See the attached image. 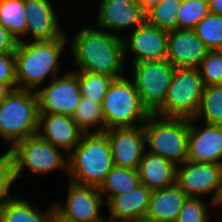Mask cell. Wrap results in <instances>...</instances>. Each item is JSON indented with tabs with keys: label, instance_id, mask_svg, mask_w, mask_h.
Wrapping results in <instances>:
<instances>
[{
	"label": "cell",
	"instance_id": "cell-1",
	"mask_svg": "<svg viewBox=\"0 0 222 222\" xmlns=\"http://www.w3.org/2000/svg\"><path fill=\"white\" fill-rule=\"evenodd\" d=\"M86 23H82L78 31L70 35L72 37L67 33V56L72 58V70L104 74L114 79L127 74L123 38Z\"/></svg>",
	"mask_w": 222,
	"mask_h": 222
},
{
	"label": "cell",
	"instance_id": "cell-2",
	"mask_svg": "<svg viewBox=\"0 0 222 222\" xmlns=\"http://www.w3.org/2000/svg\"><path fill=\"white\" fill-rule=\"evenodd\" d=\"M68 49L67 32L56 40L18 42L14 52L16 89L36 91L47 84L48 79L64 73L61 59L64 53H69Z\"/></svg>",
	"mask_w": 222,
	"mask_h": 222
},
{
	"label": "cell",
	"instance_id": "cell-3",
	"mask_svg": "<svg viewBox=\"0 0 222 222\" xmlns=\"http://www.w3.org/2000/svg\"><path fill=\"white\" fill-rule=\"evenodd\" d=\"M113 167L111 148L104 133L83 134L68 154L69 181L100 187Z\"/></svg>",
	"mask_w": 222,
	"mask_h": 222
},
{
	"label": "cell",
	"instance_id": "cell-4",
	"mask_svg": "<svg viewBox=\"0 0 222 222\" xmlns=\"http://www.w3.org/2000/svg\"><path fill=\"white\" fill-rule=\"evenodd\" d=\"M38 122V98L34 90L14 89L0 104V138L8 149L37 135Z\"/></svg>",
	"mask_w": 222,
	"mask_h": 222
},
{
	"label": "cell",
	"instance_id": "cell-5",
	"mask_svg": "<svg viewBox=\"0 0 222 222\" xmlns=\"http://www.w3.org/2000/svg\"><path fill=\"white\" fill-rule=\"evenodd\" d=\"M102 112L105 130L142 126L151 115L128 74L112 80L102 103Z\"/></svg>",
	"mask_w": 222,
	"mask_h": 222
},
{
	"label": "cell",
	"instance_id": "cell-6",
	"mask_svg": "<svg viewBox=\"0 0 222 222\" xmlns=\"http://www.w3.org/2000/svg\"><path fill=\"white\" fill-rule=\"evenodd\" d=\"M146 151L159 155L176 166L188 155L189 119L164 118L151 114L143 124Z\"/></svg>",
	"mask_w": 222,
	"mask_h": 222
},
{
	"label": "cell",
	"instance_id": "cell-7",
	"mask_svg": "<svg viewBox=\"0 0 222 222\" xmlns=\"http://www.w3.org/2000/svg\"><path fill=\"white\" fill-rule=\"evenodd\" d=\"M10 151L14 155V168L16 181L20 182L25 170L33 176L52 175L55 171L67 177L68 154L55 147L38 135L28 137L17 142ZM53 172V173H52Z\"/></svg>",
	"mask_w": 222,
	"mask_h": 222
},
{
	"label": "cell",
	"instance_id": "cell-8",
	"mask_svg": "<svg viewBox=\"0 0 222 222\" xmlns=\"http://www.w3.org/2000/svg\"><path fill=\"white\" fill-rule=\"evenodd\" d=\"M204 84L199 69L175 68L166 98L154 115L193 119L199 109Z\"/></svg>",
	"mask_w": 222,
	"mask_h": 222
},
{
	"label": "cell",
	"instance_id": "cell-9",
	"mask_svg": "<svg viewBox=\"0 0 222 222\" xmlns=\"http://www.w3.org/2000/svg\"><path fill=\"white\" fill-rule=\"evenodd\" d=\"M127 69L143 106L150 114H154L166 98L175 67L163 59L141 61L127 66Z\"/></svg>",
	"mask_w": 222,
	"mask_h": 222
},
{
	"label": "cell",
	"instance_id": "cell-10",
	"mask_svg": "<svg viewBox=\"0 0 222 222\" xmlns=\"http://www.w3.org/2000/svg\"><path fill=\"white\" fill-rule=\"evenodd\" d=\"M67 182L65 203L61 198L54 202V221L102 222L106 219L101 212L105 208V201L98 187Z\"/></svg>",
	"mask_w": 222,
	"mask_h": 222
},
{
	"label": "cell",
	"instance_id": "cell-11",
	"mask_svg": "<svg viewBox=\"0 0 222 222\" xmlns=\"http://www.w3.org/2000/svg\"><path fill=\"white\" fill-rule=\"evenodd\" d=\"M39 114H74L81 100L78 72L68 68L36 91Z\"/></svg>",
	"mask_w": 222,
	"mask_h": 222
},
{
	"label": "cell",
	"instance_id": "cell-12",
	"mask_svg": "<svg viewBox=\"0 0 222 222\" xmlns=\"http://www.w3.org/2000/svg\"><path fill=\"white\" fill-rule=\"evenodd\" d=\"M176 183L189 197L210 199L221 208V169L218 163L186 160L176 167Z\"/></svg>",
	"mask_w": 222,
	"mask_h": 222
},
{
	"label": "cell",
	"instance_id": "cell-13",
	"mask_svg": "<svg viewBox=\"0 0 222 222\" xmlns=\"http://www.w3.org/2000/svg\"><path fill=\"white\" fill-rule=\"evenodd\" d=\"M168 35V30L160 29L147 21L126 33L123 37L126 65L166 59Z\"/></svg>",
	"mask_w": 222,
	"mask_h": 222
},
{
	"label": "cell",
	"instance_id": "cell-14",
	"mask_svg": "<svg viewBox=\"0 0 222 222\" xmlns=\"http://www.w3.org/2000/svg\"><path fill=\"white\" fill-rule=\"evenodd\" d=\"M94 26L119 37L146 21V12L136 0H98ZM122 32V33H121Z\"/></svg>",
	"mask_w": 222,
	"mask_h": 222
},
{
	"label": "cell",
	"instance_id": "cell-15",
	"mask_svg": "<svg viewBox=\"0 0 222 222\" xmlns=\"http://www.w3.org/2000/svg\"><path fill=\"white\" fill-rule=\"evenodd\" d=\"M53 2L56 1L24 0L28 22L25 34L18 42L56 40L67 32L66 27L64 30L61 26L60 19L63 17H60L61 14L58 15L59 8H56L57 6Z\"/></svg>",
	"mask_w": 222,
	"mask_h": 222
},
{
	"label": "cell",
	"instance_id": "cell-16",
	"mask_svg": "<svg viewBox=\"0 0 222 222\" xmlns=\"http://www.w3.org/2000/svg\"><path fill=\"white\" fill-rule=\"evenodd\" d=\"M110 144L113 165L137 169L146 151L144 127L110 128L103 132Z\"/></svg>",
	"mask_w": 222,
	"mask_h": 222
},
{
	"label": "cell",
	"instance_id": "cell-17",
	"mask_svg": "<svg viewBox=\"0 0 222 222\" xmlns=\"http://www.w3.org/2000/svg\"><path fill=\"white\" fill-rule=\"evenodd\" d=\"M200 124V125H199ZM188 161L222 162V126L189 119Z\"/></svg>",
	"mask_w": 222,
	"mask_h": 222
},
{
	"label": "cell",
	"instance_id": "cell-18",
	"mask_svg": "<svg viewBox=\"0 0 222 222\" xmlns=\"http://www.w3.org/2000/svg\"><path fill=\"white\" fill-rule=\"evenodd\" d=\"M209 49L194 30H170L166 59L175 67L199 68Z\"/></svg>",
	"mask_w": 222,
	"mask_h": 222
},
{
	"label": "cell",
	"instance_id": "cell-19",
	"mask_svg": "<svg viewBox=\"0 0 222 222\" xmlns=\"http://www.w3.org/2000/svg\"><path fill=\"white\" fill-rule=\"evenodd\" d=\"M83 134L71 116L39 114L37 135L66 154L79 144Z\"/></svg>",
	"mask_w": 222,
	"mask_h": 222
},
{
	"label": "cell",
	"instance_id": "cell-20",
	"mask_svg": "<svg viewBox=\"0 0 222 222\" xmlns=\"http://www.w3.org/2000/svg\"><path fill=\"white\" fill-rule=\"evenodd\" d=\"M152 191L142 183L131 192L115 195L105 202L108 218L114 222H144Z\"/></svg>",
	"mask_w": 222,
	"mask_h": 222
},
{
	"label": "cell",
	"instance_id": "cell-21",
	"mask_svg": "<svg viewBox=\"0 0 222 222\" xmlns=\"http://www.w3.org/2000/svg\"><path fill=\"white\" fill-rule=\"evenodd\" d=\"M189 198L177 183L152 190L144 222H175L179 211Z\"/></svg>",
	"mask_w": 222,
	"mask_h": 222
},
{
	"label": "cell",
	"instance_id": "cell-22",
	"mask_svg": "<svg viewBox=\"0 0 222 222\" xmlns=\"http://www.w3.org/2000/svg\"><path fill=\"white\" fill-rule=\"evenodd\" d=\"M176 167L163 157L145 151L137 170L141 183L152 191L175 184Z\"/></svg>",
	"mask_w": 222,
	"mask_h": 222
},
{
	"label": "cell",
	"instance_id": "cell-23",
	"mask_svg": "<svg viewBox=\"0 0 222 222\" xmlns=\"http://www.w3.org/2000/svg\"><path fill=\"white\" fill-rule=\"evenodd\" d=\"M35 200L17 195L12 201L0 207L1 222H54L56 210L54 201L47 209L40 210Z\"/></svg>",
	"mask_w": 222,
	"mask_h": 222
},
{
	"label": "cell",
	"instance_id": "cell-24",
	"mask_svg": "<svg viewBox=\"0 0 222 222\" xmlns=\"http://www.w3.org/2000/svg\"><path fill=\"white\" fill-rule=\"evenodd\" d=\"M141 184L137 169H127L113 165L105 181L99 187L104 201L115 195L131 192Z\"/></svg>",
	"mask_w": 222,
	"mask_h": 222
},
{
	"label": "cell",
	"instance_id": "cell-25",
	"mask_svg": "<svg viewBox=\"0 0 222 222\" xmlns=\"http://www.w3.org/2000/svg\"><path fill=\"white\" fill-rule=\"evenodd\" d=\"M72 120L84 134L103 133L105 122L103 119L102 104L89 98L81 97Z\"/></svg>",
	"mask_w": 222,
	"mask_h": 222
},
{
	"label": "cell",
	"instance_id": "cell-26",
	"mask_svg": "<svg viewBox=\"0 0 222 222\" xmlns=\"http://www.w3.org/2000/svg\"><path fill=\"white\" fill-rule=\"evenodd\" d=\"M26 17L24 0H0V24L17 40L26 32Z\"/></svg>",
	"mask_w": 222,
	"mask_h": 222
},
{
	"label": "cell",
	"instance_id": "cell-27",
	"mask_svg": "<svg viewBox=\"0 0 222 222\" xmlns=\"http://www.w3.org/2000/svg\"><path fill=\"white\" fill-rule=\"evenodd\" d=\"M194 119L222 126V85L204 86L200 106Z\"/></svg>",
	"mask_w": 222,
	"mask_h": 222
},
{
	"label": "cell",
	"instance_id": "cell-28",
	"mask_svg": "<svg viewBox=\"0 0 222 222\" xmlns=\"http://www.w3.org/2000/svg\"><path fill=\"white\" fill-rule=\"evenodd\" d=\"M182 0H164L146 12V21L160 29H178V12Z\"/></svg>",
	"mask_w": 222,
	"mask_h": 222
},
{
	"label": "cell",
	"instance_id": "cell-29",
	"mask_svg": "<svg viewBox=\"0 0 222 222\" xmlns=\"http://www.w3.org/2000/svg\"><path fill=\"white\" fill-rule=\"evenodd\" d=\"M113 79L104 74L78 72L80 93L83 97L102 104Z\"/></svg>",
	"mask_w": 222,
	"mask_h": 222
},
{
	"label": "cell",
	"instance_id": "cell-30",
	"mask_svg": "<svg viewBox=\"0 0 222 222\" xmlns=\"http://www.w3.org/2000/svg\"><path fill=\"white\" fill-rule=\"evenodd\" d=\"M218 208L220 207L210 199L190 197L179 211L175 222H210V215H214Z\"/></svg>",
	"mask_w": 222,
	"mask_h": 222
},
{
	"label": "cell",
	"instance_id": "cell-31",
	"mask_svg": "<svg viewBox=\"0 0 222 222\" xmlns=\"http://www.w3.org/2000/svg\"><path fill=\"white\" fill-rule=\"evenodd\" d=\"M193 30L209 50H222V15L207 14Z\"/></svg>",
	"mask_w": 222,
	"mask_h": 222
},
{
	"label": "cell",
	"instance_id": "cell-32",
	"mask_svg": "<svg viewBox=\"0 0 222 222\" xmlns=\"http://www.w3.org/2000/svg\"><path fill=\"white\" fill-rule=\"evenodd\" d=\"M15 184H17V181L15 178L14 155L10 149L6 148L0 155V207L17 196L15 193L11 194L13 191L11 189L16 187Z\"/></svg>",
	"mask_w": 222,
	"mask_h": 222
},
{
	"label": "cell",
	"instance_id": "cell-33",
	"mask_svg": "<svg viewBox=\"0 0 222 222\" xmlns=\"http://www.w3.org/2000/svg\"><path fill=\"white\" fill-rule=\"evenodd\" d=\"M209 13L208 0H182L178 12V29L193 30Z\"/></svg>",
	"mask_w": 222,
	"mask_h": 222
},
{
	"label": "cell",
	"instance_id": "cell-34",
	"mask_svg": "<svg viewBox=\"0 0 222 222\" xmlns=\"http://www.w3.org/2000/svg\"><path fill=\"white\" fill-rule=\"evenodd\" d=\"M198 69L204 86L222 85V50H209Z\"/></svg>",
	"mask_w": 222,
	"mask_h": 222
},
{
	"label": "cell",
	"instance_id": "cell-35",
	"mask_svg": "<svg viewBox=\"0 0 222 222\" xmlns=\"http://www.w3.org/2000/svg\"><path fill=\"white\" fill-rule=\"evenodd\" d=\"M0 84H16L15 54H0Z\"/></svg>",
	"mask_w": 222,
	"mask_h": 222
},
{
	"label": "cell",
	"instance_id": "cell-36",
	"mask_svg": "<svg viewBox=\"0 0 222 222\" xmlns=\"http://www.w3.org/2000/svg\"><path fill=\"white\" fill-rule=\"evenodd\" d=\"M18 40L0 24V54L14 53Z\"/></svg>",
	"mask_w": 222,
	"mask_h": 222
},
{
	"label": "cell",
	"instance_id": "cell-37",
	"mask_svg": "<svg viewBox=\"0 0 222 222\" xmlns=\"http://www.w3.org/2000/svg\"><path fill=\"white\" fill-rule=\"evenodd\" d=\"M14 89H16V84H0V104Z\"/></svg>",
	"mask_w": 222,
	"mask_h": 222
},
{
	"label": "cell",
	"instance_id": "cell-38",
	"mask_svg": "<svg viewBox=\"0 0 222 222\" xmlns=\"http://www.w3.org/2000/svg\"><path fill=\"white\" fill-rule=\"evenodd\" d=\"M210 13L222 15V0H208Z\"/></svg>",
	"mask_w": 222,
	"mask_h": 222
},
{
	"label": "cell",
	"instance_id": "cell-39",
	"mask_svg": "<svg viewBox=\"0 0 222 222\" xmlns=\"http://www.w3.org/2000/svg\"><path fill=\"white\" fill-rule=\"evenodd\" d=\"M163 1L164 0H136V2L143 8L145 12Z\"/></svg>",
	"mask_w": 222,
	"mask_h": 222
},
{
	"label": "cell",
	"instance_id": "cell-40",
	"mask_svg": "<svg viewBox=\"0 0 222 222\" xmlns=\"http://www.w3.org/2000/svg\"><path fill=\"white\" fill-rule=\"evenodd\" d=\"M220 169H221V209H222V162L220 163Z\"/></svg>",
	"mask_w": 222,
	"mask_h": 222
},
{
	"label": "cell",
	"instance_id": "cell-41",
	"mask_svg": "<svg viewBox=\"0 0 222 222\" xmlns=\"http://www.w3.org/2000/svg\"><path fill=\"white\" fill-rule=\"evenodd\" d=\"M218 212L215 214L216 216H217V218H219L218 220H219V222H222V221H220V219L222 220V214H220L221 215V217H218ZM217 218H216V220L215 221H217L218 222V220H217Z\"/></svg>",
	"mask_w": 222,
	"mask_h": 222
},
{
	"label": "cell",
	"instance_id": "cell-42",
	"mask_svg": "<svg viewBox=\"0 0 222 222\" xmlns=\"http://www.w3.org/2000/svg\"><path fill=\"white\" fill-rule=\"evenodd\" d=\"M102 222H114V221L105 219V220H103Z\"/></svg>",
	"mask_w": 222,
	"mask_h": 222
}]
</instances>
